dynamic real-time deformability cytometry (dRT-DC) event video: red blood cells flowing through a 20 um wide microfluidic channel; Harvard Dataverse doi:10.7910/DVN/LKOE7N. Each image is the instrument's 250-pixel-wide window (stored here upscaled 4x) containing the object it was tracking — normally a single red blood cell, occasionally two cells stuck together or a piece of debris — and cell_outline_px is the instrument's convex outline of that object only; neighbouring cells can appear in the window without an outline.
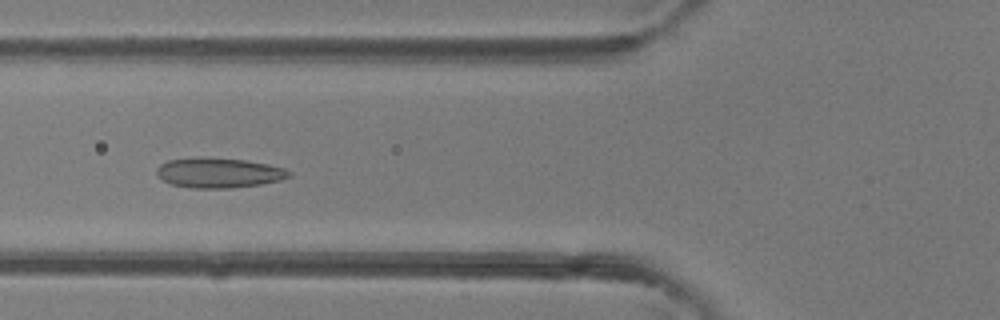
{"species": "common noctule bat (a hibernating species)", "species_latin": "Nyctalus noctula", "temperature_condition": "room temperature", "stored_images_in_passage": 36, "camera_frame_rate_fps": 3000, "um_per_image_px": 0.085, "animal": {"sex": "female"}, "frame": {"image": 1, "passage_image": 13, "time_ms": 4.0, "image_size_px": [1000, 320], "cell_outline_px": [[292, 176], [280, 180], [260, 184], [228, 188], [192, 188], [172, 184], [164, 180], [156, 172], [156, 168], [160, 164], [168, 160], [244, 160], [268, 164], [284, 168], [292, 172]], "centroid_in_image_um": [18.67, 14.73], "position_along_channel_um": 107.1, "area_um2": 22.08}}
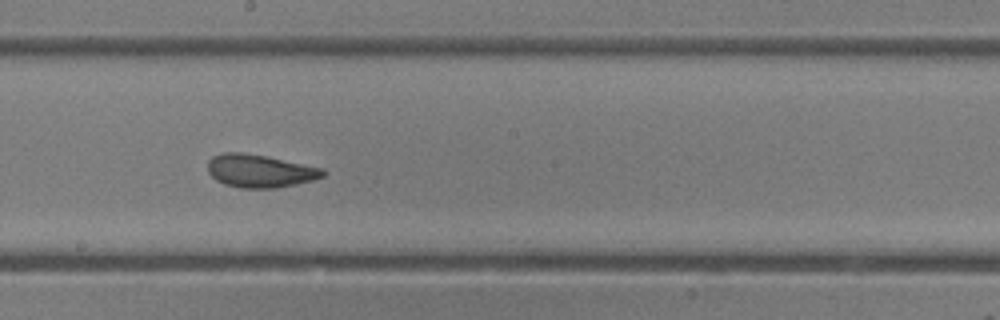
{"frame": {"image": 2, "passage_image": 21, "time_ms": 6.667, "image_size_px": [1000, 320], "cell_outline_px": [[328, 172], [324, 176], [312, 180], [296, 184], [276, 188], [240, 188], [224, 184], [216, 180], [208, 172], [208, 160], [212, 156], [220, 152], [240, 152], [268, 156], [324, 168]], "centroid_in_image_um": [22.1, 14.52], "position_along_channel_um": 226.1, "area_um2": 22.43}}
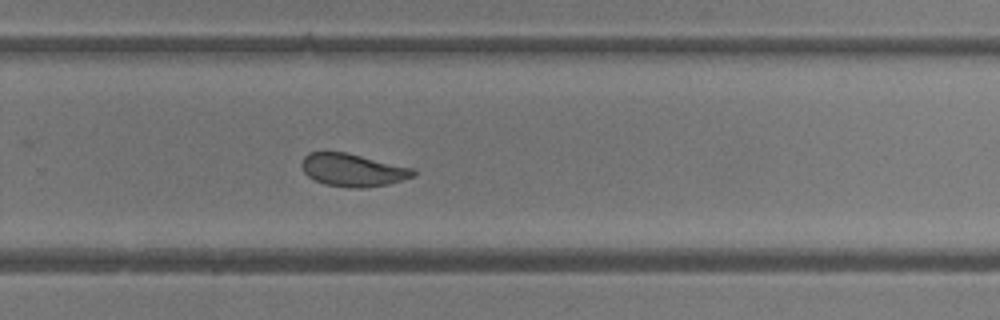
{"frame": {"image": 3, "passage_image": 26, "time_ms": 8.333, "image_size_px": [1000, 320], "cell_outline_px": [[416, 176], [388, 184], [364, 188], [352, 188], [324, 184], [308, 176], [304, 172], [300, 164], [304, 156], [308, 152], [348, 152], [416, 168]], "centroid_in_image_um": [30.03, 14.44], "position_along_channel_um": 299.8, "area_um2": 21.68}, "authors_computed_cell_mechanics": {"area_um2": 22.1374, "velocity_mm_per_s": 4.4581, "shape_relaxation_time_tau1_ms": 3.3528, "shape_relaxation_time_tau2_ms": 1.0149, "deformation_change_tau1": 0.1146, "deformation_change_tau2": 0.0764}}